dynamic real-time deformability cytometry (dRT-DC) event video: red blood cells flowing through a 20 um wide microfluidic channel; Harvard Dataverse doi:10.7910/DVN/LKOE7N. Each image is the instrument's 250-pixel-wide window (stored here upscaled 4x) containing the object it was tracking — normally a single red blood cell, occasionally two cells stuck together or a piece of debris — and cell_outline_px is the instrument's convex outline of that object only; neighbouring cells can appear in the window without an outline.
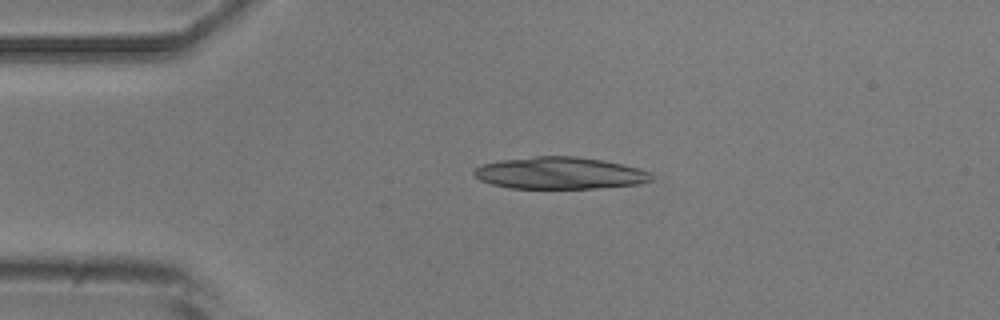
{"species": "common noctule bat (a hibernating species)", "species_latin": "Nyctalus noctula", "temperature_condition": "room temperature", "stored_images_in_passage": 2, "camera_frame_rate_fps": 3000, "um_per_image_px": 0.085, "animal": {"sex": "male", "body_mass_g": 20.5, "forearm_length_mm": 52.5}, "frame": {"image": 1, "passage_image": 1, "time_ms": 0.0, "image_size_px": [1000, 320], "cell_outline_px": [[652, 180], [640, 184], [592, 188], [508, 188], [492, 184], [480, 180], [472, 176], [472, 168], [480, 164], [500, 160], [536, 156], [576, 156], [604, 160], [624, 164], [640, 168], [648, 172], [652, 176]], "centroid_in_image_um": [47.52, 14.7], "position_along_channel_um": 37.5, "area_um2": 33.35}}